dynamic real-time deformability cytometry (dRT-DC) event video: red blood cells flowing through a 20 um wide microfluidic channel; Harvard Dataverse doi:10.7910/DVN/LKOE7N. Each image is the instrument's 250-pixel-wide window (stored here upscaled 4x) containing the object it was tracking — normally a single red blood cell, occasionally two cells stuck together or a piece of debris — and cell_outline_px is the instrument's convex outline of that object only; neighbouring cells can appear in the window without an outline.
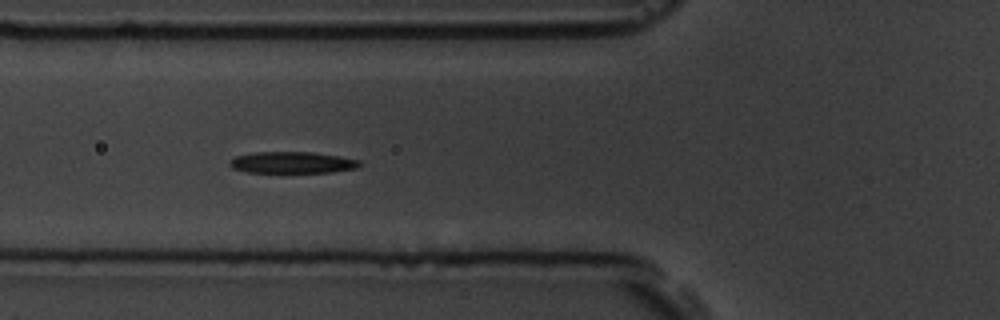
{"species": "common noctule bat (a hibernating species)", "species_latin": "Nyctalus noctula", "temperature_condition": "room temperature", "stored_images_in_passage": 8, "camera_frame_rate_fps": 3000, "um_per_image_px": 0.085, "animal": {"sex": "male", "body_mass_g": 19.5, "forearm_length_mm": 54.6}, "frame": {"image": 1, "passage_image": 7, "time_ms": 6.667, "image_size_px": [1000, 320], "cell_outline_px": [[364, 164], [356, 168], [332, 172], [248, 172], [232, 168], [228, 164], [236, 156], [256, 152], [312, 152], [360, 160]], "centroid_in_image_um": [24.87, 13.81], "position_along_channel_um": 100.9, "area_um2": 16.13}}
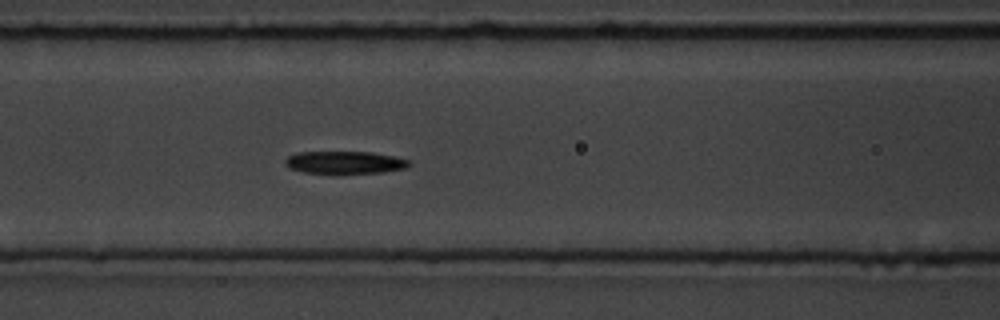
{"frame": {"image": 2, "passage_image": 8, "time_ms": 7.667, "image_size_px": [1000, 320], "cell_outline_px": [[412, 164], [404, 168], [384, 172], [336, 176], [304, 172], [288, 168], [284, 164], [284, 160], [288, 156], [296, 152], [372, 152], [412, 160]], "centroid_in_image_um": [29.28, 13.85], "position_along_channel_um": 137.3, "area_um2": 17.17}}